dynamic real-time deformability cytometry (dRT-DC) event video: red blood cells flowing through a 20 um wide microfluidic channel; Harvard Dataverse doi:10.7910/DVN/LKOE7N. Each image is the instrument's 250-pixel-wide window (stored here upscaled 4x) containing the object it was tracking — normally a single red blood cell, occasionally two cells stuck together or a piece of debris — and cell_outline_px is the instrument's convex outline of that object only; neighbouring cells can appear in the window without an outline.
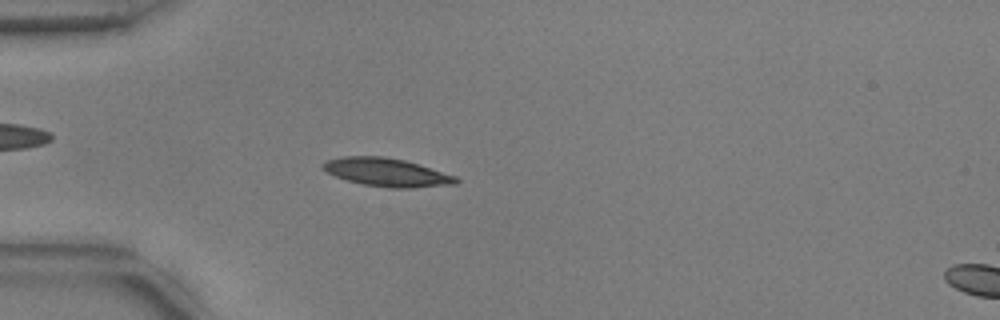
{"species": "common noctule bat (a hibernating species)", "species_latin": "Nyctalus noctula", "temperature_condition": "warm", "stored_images_in_passage": 9, "camera_frame_rate_fps": 3000, "um_per_image_px": 0.085, "animal": {"sex": "male", "body_mass_g": 17.9, "forearm_length_mm": 54.2}, "frame": {"image": 1, "passage_image": 4, "time_ms": 1.0, "image_size_px": [1000, 320], "cell_outline_px": [[460, 180], [456, 184], [412, 188], [388, 188], [364, 184], [348, 180], [336, 176], [320, 168], [320, 164], [324, 160], [340, 156], [384, 156], [404, 160], [456, 176]], "centroid_in_image_um": [32.83, 14.64], "position_along_channel_um": 52.2, "area_um2": 21.96}}